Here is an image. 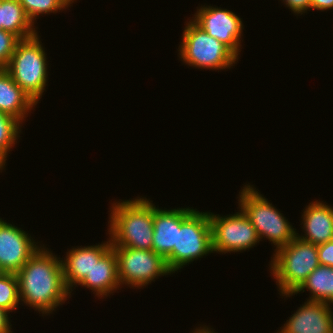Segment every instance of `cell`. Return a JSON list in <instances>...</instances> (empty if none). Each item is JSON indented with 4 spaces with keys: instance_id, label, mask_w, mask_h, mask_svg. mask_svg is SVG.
<instances>
[{
    "instance_id": "obj_1",
    "label": "cell",
    "mask_w": 333,
    "mask_h": 333,
    "mask_svg": "<svg viewBox=\"0 0 333 333\" xmlns=\"http://www.w3.org/2000/svg\"><path fill=\"white\" fill-rule=\"evenodd\" d=\"M16 275L22 306L38 311L43 317L56 312L72 297L64 282L60 255L44 244Z\"/></svg>"
},
{
    "instance_id": "obj_2",
    "label": "cell",
    "mask_w": 333,
    "mask_h": 333,
    "mask_svg": "<svg viewBox=\"0 0 333 333\" xmlns=\"http://www.w3.org/2000/svg\"><path fill=\"white\" fill-rule=\"evenodd\" d=\"M107 233L112 247L152 250L153 201L137 196L110 202Z\"/></svg>"
},
{
    "instance_id": "obj_3",
    "label": "cell",
    "mask_w": 333,
    "mask_h": 333,
    "mask_svg": "<svg viewBox=\"0 0 333 333\" xmlns=\"http://www.w3.org/2000/svg\"><path fill=\"white\" fill-rule=\"evenodd\" d=\"M214 253L209 211L177 207V238L173 251L165 258L172 273ZM180 270V271H178Z\"/></svg>"
},
{
    "instance_id": "obj_4",
    "label": "cell",
    "mask_w": 333,
    "mask_h": 333,
    "mask_svg": "<svg viewBox=\"0 0 333 333\" xmlns=\"http://www.w3.org/2000/svg\"><path fill=\"white\" fill-rule=\"evenodd\" d=\"M255 185L246 183L238 194V208L255 227L259 239L271 242L274 252L286 246L296 237V228L271 202L265 198ZM259 191V192H258Z\"/></svg>"
},
{
    "instance_id": "obj_5",
    "label": "cell",
    "mask_w": 333,
    "mask_h": 333,
    "mask_svg": "<svg viewBox=\"0 0 333 333\" xmlns=\"http://www.w3.org/2000/svg\"><path fill=\"white\" fill-rule=\"evenodd\" d=\"M269 270L279 295L294 293L320 263L317 245L297 236L273 253Z\"/></svg>"
},
{
    "instance_id": "obj_6",
    "label": "cell",
    "mask_w": 333,
    "mask_h": 333,
    "mask_svg": "<svg viewBox=\"0 0 333 333\" xmlns=\"http://www.w3.org/2000/svg\"><path fill=\"white\" fill-rule=\"evenodd\" d=\"M41 36L21 39L13 52L6 70L12 79L38 105L48 85V61Z\"/></svg>"
},
{
    "instance_id": "obj_7",
    "label": "cell",
    "mask_w": 333,
    "mask_h": 333,
    "mask_svg": "<svg viewBox=\"0 0 333 333\" xmlns=\"http://www.w3.org/2000/svg\"><path fill=\"white\" fill-rule=\"evenodd\" d=\"M178 57L183 64L195 69L223 71L237 65L238 57L222 42L210 36L191 19L184 24Z\"/></svg>"
},
{
    "instance_id": "obj_8",
    "label": "cell",
    "mask_w": 333,
    "mask_h": 333,
    "mask_svg": "<svg viewBox=\"0 0 333 333\" xmlns=\"http://www.w3.org/2000/svg\"><path fill=\"white\" fill-rule=\"evenodd\" d=\"M117 258V275L121 288L143 289L161 276L173 274L162 255L153 250L111 247Z\"/></svg>"
},
{
    "instance_id": "obj_9",
    "label": "cell",
    "mask_w": 333,
    "mask_h": 333,
    "mask_svg": "<svg viewBox=\"0 0 333 333\" xmlns=\"http://www.w3.org/2000/svg\"><path fill=\"white\" fill-rule=\"evenodd\" d=\"M237 209L238 212L226 216L209 212L214 253H243L260 243L255 227L244 212Z\"/></svg>"
},
{
    "instance_id": "obj_10",
    "label": "cell",
    "mask_w": 333,
    "mask_h": 333,
    "mask_svg": "<svg viewBox=\"0 0 333 333\" xmlns=\"http://www.w3.org/2000/svg\"><path fill=\"white\" fill-rule=\"evenodd\" d=\"M190 19L210 36L226 45L239 58L245 27L242 18L235 12L204 4L196 8Z\"/></svg>"
},
{
    "instance_id": "obj_11",
    "label": "cell",
    "mask_w": 333,
    "mask_h": 333,
    "mask_svg": "<svg viewBox=\"0 0 333 333\" xmlns=\"http://www.w3.org/2000/svg\"><path fill=\"white\" fill-rule=\"evenodd\" d=\"M31 234L0 217V266L6 273H17L42 246Z\"/></svg>"
},
{
    "instance_id": "obj_12",
    "label": "cell",
    "mask_w": 333,
    "mask_h": 333,
    "mask_svg": "<svg viewBox=\"0 0 333 333\" xmlns=\"http://www.w3.org/2000/svg\"><path fill=\"white\" fill-rule=\"evenodd\" d=\"M276 333H333L332 305L305 301Z\"/></svg>"
},
{
    "instance_id": "obj_13",
    "label": "cell",
    "mask_w": 333,
    "mask_h": 333,
    "mask_svg": "<svg viewBox=\"0 0 333 333\" xmlns=\"http://www.w3.org/2000/svg\"><path fill=\"white\" fill-rule=\"evenodd\" d=\"M96 244V245H95ZM87 246H74L61 258L63 277L67 289L72 293L77 285L89 274L97 262L111 247V240ZM64 258V259H63Z\"/></svg>"
},
{
    "instance_id": "obj_14",
    "label": "cell",
    "mask_w": 333,
    "mask_h": 333,
    "mask_svg": "<svg viewBox=\"0 0 333 333\" xmlns=\"http://www.w3.org/2000/svg\"><path fill=\"white\" fill-rule=\"evenodd\" d=\"M314 200L304 207L300 219L304 233L300 235L296 231V236L305 242L320 245L333 240V206Z\"/></svg>"
},
{
    "instance_id": "obj_15",
    "label": "cell",
    "mask_w": 333,
    "mask_h": 333,
    "mask_svg": "<svg viewBox=\"0 0 333 333\" xmlns=\"http://www.w3.org/2000/svg\"><path fill=\"white\" fill-rule=\"evenodd\" d=\"M91 290L96 298L106 299L121 286L117 275V258L110 248L97 262L94 263L89 274L77 285Z\"/></svg>"
},
{
    "instance_id": "obj_16",
    "label": "cell",
    "mask_w": 333,
    "mask_h": 333,
    "mask_svg": "<svg viewBox=\"0 0 333 333\" xmlns=\"http://www.w3.org/2000/svg\"><path fill=\"white\" fill-rule=\"evenodd\" d=\"M36 105L12 79L9 72L0 69V111L17 119L23 125Z\"/></svg>"
},
{
    "instance_id": "obj_17",
    "label": "cell",
    "mask_w": 333,
    "mask_h": 333,
    "mask_svg": "<svg viewBox=\"0 0 333 333\" xmlns=\"http://www.w3.org/2000/svg\"><path fill=\"white\" fill-rule=\"evenodd\" d=\"M152 250L166 258L176 245L177 208H159L153 203Z\"/></svg>"
},
{
    "instance_id": "obj_18",
    "label": "cell",
    "mask_w": 333,
    "mask_h": 333,
    "mask_svg": "<svg viewBox=\"0 0 333 333\" xmlns=\"http://www.w3.org/2000/svg\"><path fill=\"white\" fill-rule=\"evenodd\" d=\"M309 291L306 300L323 302L333 306V268L319 265L314 269L302 285L291 294L281 295L282 299Z\"/></svg>"
},
{
    "instance_id": "obj_19",
    "label": "cell",
    "mask_w": 333,
    "mask_h": 333,
    "mask_svg": "<svg viewBox=\"0 0 333 333\" xmlns=\"http://www.w3.org/2000/svg\"><path fill=\"white\" fill-rule=\"evenodd\" d=\"M0 16L2 30L12 32L20 39H27L38 33V28L28 18L18 0H0Z\"/></svg>"
},
{
    "instance_id": "obj_20",
    "label": "cell",
    "mask_w": 333,
    "mask_h": 333,
    "mask_svg": "<svg viewBox=\"0 0 333 333\" xmlns=\"http://www.w3.org/2000/svg\"><path fill=\"white\" fill-rule=\"evenodd\" d=\"M22 126L17 119L0 111V173L6 169L8 154L19 143Z\"/></svg>"
},
{
    "instance_id": "obj_21",
    "label": "cell",
    "mask_w": 333,
    "mask_h": 333,
    "mask_svg": "<svg viewBox=\"0 0 333 333\" xmlns=\"http://www.w3.org/2000/svg\"><path fill=\"white\" fill-rule=\"evenodd\" d=\"M32 23L36 24V19H39L44 14H56L72 6V3L77 0H18ZM40 16V17H39ZM38 17V18H37Z\"/></svg>"
},
{
    "instance_id": "obj_22",
    "label": "cell",
    "mask_w": 333,
    "mask_h": 333,
    "mask_svg": "<svg viewBox=\"0 0 333 333\" xmlns=\"http://www.w3.org/2000/svg\"><path fill=\"white\" fill-rule=\"evenodd\" d=\"M19 288L16 273H4L0 277V308L15 312L19 308Z\"/></svg>"
},
{
    "instance_id": "obj_23",
    "label": "cell",
    "mask_w": 333,
    "mask_h": 333,
    "mask_svg": "<svg viewBox=\"0 0 333 333\" xmlns=\"http://www.w3.org/2000/svg\"><path fill=\"white\" fill-rule=\"evenodd\" d=\"M20 40L14 33L0 30V69H6Z\"/></svg>"
},
{
    "instance_id": "obj_24",
    "label": "cell",
    "mask_w": 333,
    "mask_h": 333,
    "mask_svg": "<svg viewBox=\"0 0 333 333\" xmlns=\"http://www.w3.org/2000/svg\"><path fill=\"white\" fill-rule=\"evenodd\" d=\"M320 265L333 268V240L317 245Z\"/></svg>"
},
{
    "instance_id": "obj_25",
    "label": "cell",
    "mask_w": 333,
    "mask_h": 333,
    "mask_svg": "<svg viewBox=\"0 0 333 333\" xmlns=\"http://www.w3.org/2000/svg\"><path fill=\"white\" fill-rule=\"evenodd\" d=\"M294 15L301 16L311 11L310 0H280Z\"/></svg>"
},
{
    "instance_id": "obj_26",
    "label": "cell",
    "mask_w": 333,
    "mask_h": 333,
    "mask_svg": "<svg viewBox=\"0 0 333 333\" xmlns=\"http://www.w3.org/2000/svg\"><path fill=\"white\" fill-rule=\"evenodd\" d=\"M11 317L12 316L10 312L6 311L3 308H0V333H13V331H11L13 330L10 321Z\"/></svg>"
},
{
    "instance_id": "obj_27",
    "label": "cell",
    "mask_w": 333,
    "mask_h": 333,
    "mask_svg": "<svg viewBox=\"0 0 333 333\" xmlns=\"http://www.w3.org/2000/svg\"><path fill=\"white\" fill-rule=\"evenodd\" d=\"M311 1V10L316 11H327L333 10V0H310Z\"/></svg>"
},
{
    "instance_id": "obj_28",
    "label": "cell",
    "mask_w": 333,
    "mask_h": 333,
    "mask_svg": "<svg viewBox=\"0 0 333 333\" xmlns=\"http://www.w3.org/2000/svg\"><path fill=\"white\" fill-rule=\"evenodd\" d=\"M200 326L194 328L193 331H191L190 333H218L217 331L215 332L211 326H208V325H201L199 324Z\"/></svg>"
},
{
    "instance_id": "obj_29",
    "label": "cell",
    "mask_w": 333,
    "mask_h": 333,
    "mask_svg": "<svg viewBox=\"0 0 333 333\" xmlns=\"http://www.w3.org/2000/svg\"><path fill=\"white\" fill-rule=\"evenodd\" d=\"M4 273H6L2 268H1V266H0V277L4 274Z\"/></svg>"
},
{
    "instance_id": "obj_30",
    "label": "cell",
    "mask_w": 333,
    "mask_h": 333,
    "mask_svg": "<svg viewBox=\"0 0 333 333\" xmlns=\"http://www.w3.org/2000/svg\"><path fill=\"white\" fill-rule=\"evenodd\" d=\"M0 30H2L1 16H0Z\"/></svg>"
}]
</instances>
